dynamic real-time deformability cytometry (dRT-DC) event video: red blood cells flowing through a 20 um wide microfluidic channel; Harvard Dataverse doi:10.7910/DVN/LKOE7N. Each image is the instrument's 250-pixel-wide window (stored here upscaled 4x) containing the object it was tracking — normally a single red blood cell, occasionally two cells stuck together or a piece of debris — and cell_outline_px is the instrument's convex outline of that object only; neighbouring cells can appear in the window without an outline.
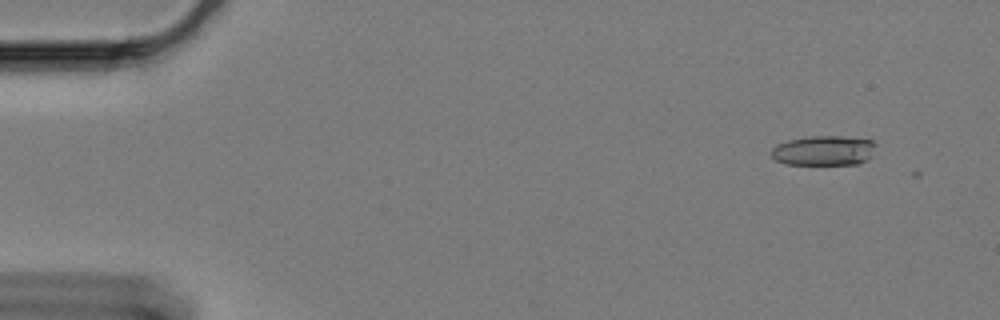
{"species": "Egyptian fruit bat (a non-hibernating species)", "species_latin": "Rousettus aegyptiacus", "temperature_condition": "cold", "stored_images_in_passage": 3, "camera_frame_rate_fps": 3000, "um_per_image_px": 0.085, "animal": {"sex": "female"}, "frame": {"image": 1, "passage_image": 1, "time_ms": 0.0, "image_size_px": [1000, 320], "cell_outline_px": [[876, 144], [872, 156], [868, 160], [860, 164], [784, 164], [776, 160], [772, 156], [772, 148], [788, 140], [812, 136], [844, 136], [872, 140]], "centroid_in_image_um": [70.08, 12.8], "position_along_channel_um": 14.9, "area_um2": 18.21}}